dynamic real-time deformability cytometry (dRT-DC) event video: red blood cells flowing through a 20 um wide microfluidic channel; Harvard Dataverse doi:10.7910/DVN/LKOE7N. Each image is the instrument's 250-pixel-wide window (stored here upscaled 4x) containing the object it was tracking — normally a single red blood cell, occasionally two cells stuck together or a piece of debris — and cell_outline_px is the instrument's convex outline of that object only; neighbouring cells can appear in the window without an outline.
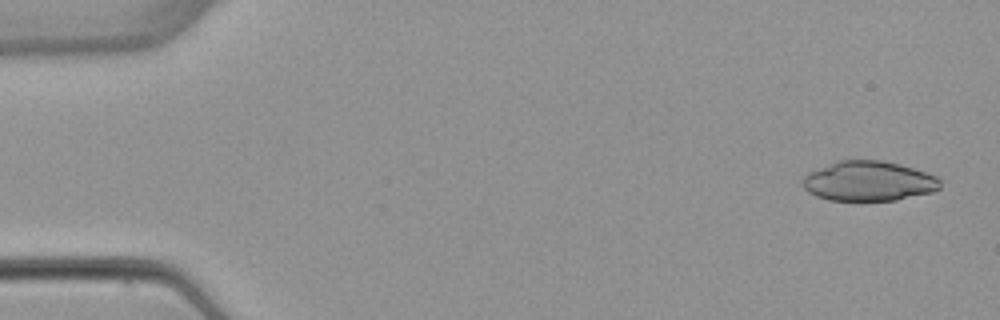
{"species": "common noctule bat (a hibernating species)", "species_latin": "Nyctalus noctula", "temperature_condition": "warm", "stored_images_in_passage": 4, "camera_frame_rate_fps": 3000, "um_per_image_px": 0.085, "animal": {"sex": "female", "body_mass_g": 22.7, "forearm_length_mm": 54.2}, "frame": {"image": 1, "passage_image": 1, "time_ms": 0.0, "image_size_px": [1000, 320], "cell_outline_px": [[940, 188], [932, 192], [896, 200], [828, 200], [816, 196], [808, 192], [804, 188], [800, 180], [808, 172], [836, 160], [884, 160], [900, 164], [936, 176], [940, 180]], "centroid_in_image_um": [73.79, 15.39], "position_along_channel_um": 11.2, "area_um2": 32.08}}